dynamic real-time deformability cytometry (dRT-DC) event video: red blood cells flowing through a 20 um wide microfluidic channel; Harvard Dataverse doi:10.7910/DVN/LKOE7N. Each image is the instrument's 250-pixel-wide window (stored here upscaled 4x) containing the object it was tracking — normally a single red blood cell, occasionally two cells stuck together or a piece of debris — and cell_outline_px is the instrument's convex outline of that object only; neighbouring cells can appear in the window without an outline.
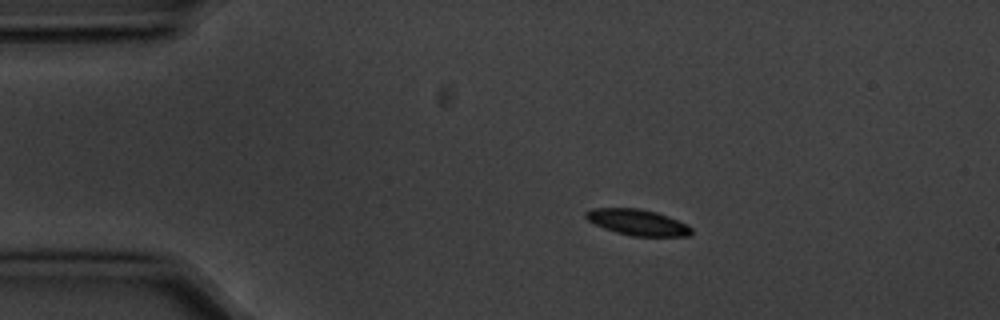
{"species": "common noctule bat (a hibernating species)", "species_latin": "Nyctalus noctula", "temperature_condition": "cold", "stored_images_in_passage": 7, "camera_frame_rate_fps": 3000, "um_per_image_px": 0.085, "animal": {"sex": "male", "body_mass_g": 20.1, "forearm_length_mm": 53.5}, "frame": {"image": 1, "passage_image": 3, "time_ms": 0.667, "image_size_px": [1000, 320], "cell_outline_px": [[692, 232], [688, 236], [632, 236], [616, 232], [604, 228], [588, 220], [584, 216], [584, 212], [592, 208], [640, 208], [656, 212], [668, 216], [688, 224], [692, 228]], "centroid_in_image_um": [54.2, 18.89], "position_along_channel_um": 30.8, "area_um2": 16.01}}
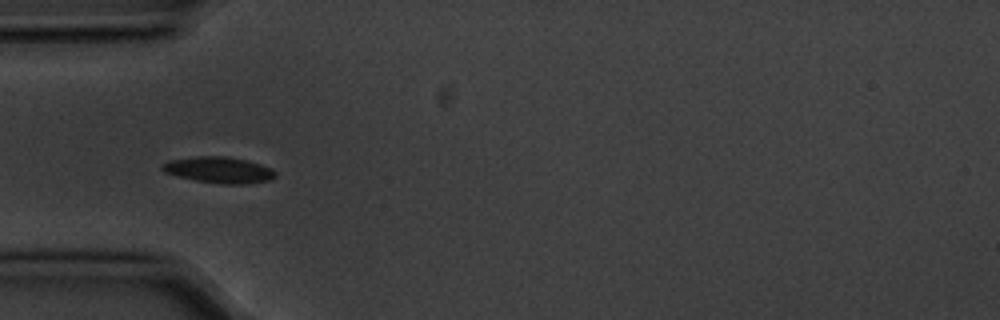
{"frame": {"image": 2, "passage_image": 5, "time_ms": 1.333, "image_size_px": [1000, 320], "cell_outline_px": [[276, 176], [268, 180], [244, 184], [220, 184], [196, 180], [176, 176], [164, 172], [160, 168], [168, 160], [196, 156], [228, 156], [248, 160], [272, 168], [276, 172]], "centroid_in_image_um": [18.61, 14.43], "position_along_channel_um": 66.4, "area_um2": 17.34}}